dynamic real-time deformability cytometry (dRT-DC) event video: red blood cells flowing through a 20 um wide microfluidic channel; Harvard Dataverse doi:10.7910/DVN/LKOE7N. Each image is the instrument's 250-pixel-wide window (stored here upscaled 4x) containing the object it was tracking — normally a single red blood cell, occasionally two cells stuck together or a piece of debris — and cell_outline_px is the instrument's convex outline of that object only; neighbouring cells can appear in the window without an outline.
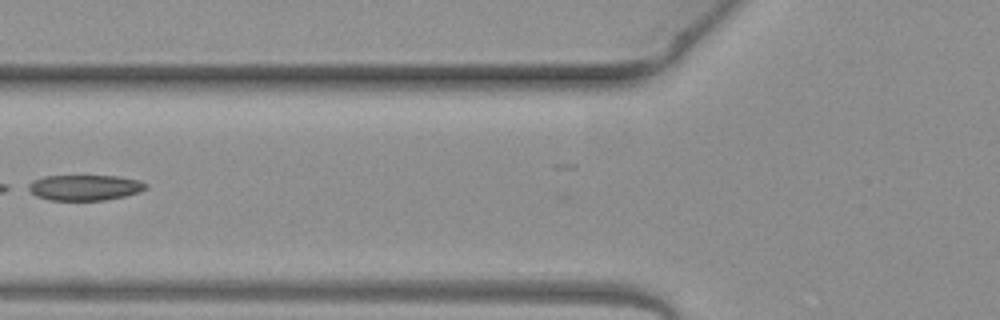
{"species": "common noctule bat (a hibernating species)", "species_latin": "Nyctalus noctula", "temperature_condition": "warm", "stored_images_in_passage": 3, "camera_frame_rate_fps": 3000, "um_per_image_px": 0.085, "animal": {"sex": "female", "body_mass_g": 19.3, "forearm_length_mm": 54.1}, "frame": {"image": 1, "passage_image": 2, "time_ms": 0.333, "image_size_px": [1000, 320], "cell_outline_px": [[148, 188], [140, 192], [124, 196], [104, 200], [48, 200], [36, 196], [24, 188], [24, 184], [32, 180], [44, 176], [120, 176], [140, 180], [148, 184]], "centroid_in_image_um": [7.15, 15.94], "position_along_channel_um": 118.6, "area_um2": 17.92}}
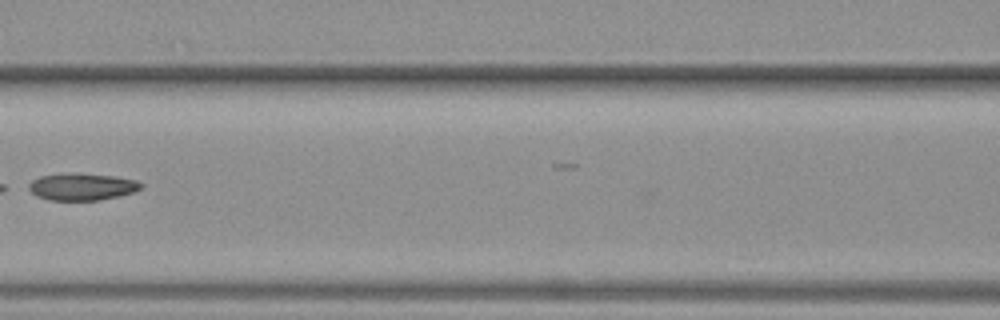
{"frame": {"image": 2, "passage_image": 3, "time_ms": 0.667, "image_size_px": [1000, 320], "cell_outline_px": [[144, 184], [140, 188], [132, 192], [120, 196], [100, 200], [48, 200], [36, 196], [28, 188], [28, 184], [32, 180], [40, 176], [116, 176], [136, 180]], "centroid_in_image_um": [6.99, 15.93], "position_along_channel_um": 159.6, "area_um2": 16.76}}